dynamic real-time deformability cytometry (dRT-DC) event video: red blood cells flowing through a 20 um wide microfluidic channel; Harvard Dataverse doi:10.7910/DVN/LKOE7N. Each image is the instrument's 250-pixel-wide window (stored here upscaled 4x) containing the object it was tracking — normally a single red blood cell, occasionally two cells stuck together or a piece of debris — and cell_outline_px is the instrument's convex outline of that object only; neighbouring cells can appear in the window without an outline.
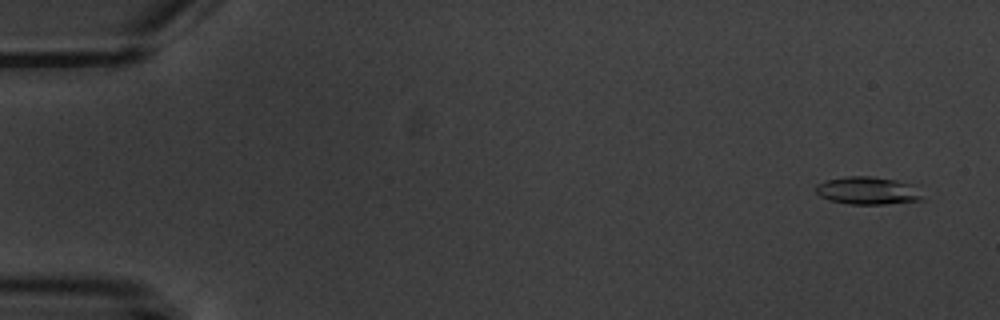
{"species": "common noctule bat (a hibernating species)", "species_latin": "Nyctalus noctula", "temperature_condition": "warm", "stored_images_in_passage": 3, "camera_frame_rate_fps": 3000, "um_per_image_px": 0.085, "animal": {"sex": "male", "body_mass_g": 20.1, "forearm_length_mm": 53.5}, "frame": {"image": 1, "passage_image": 1, "time_ms": 0.0, "image_size_px": [1000, 320], "cell_outline_px": [[924, 200], [884, 204], [848, 204], [828, 200], [820, 196], [816, 192], [816, 184], [824, 180], [848, 176], [872, 176], [920, 184]], "centroid_in_image_um": [73.84, 16.19], "position_along_channel_um": 11.2, "area_um2": 17.8}}
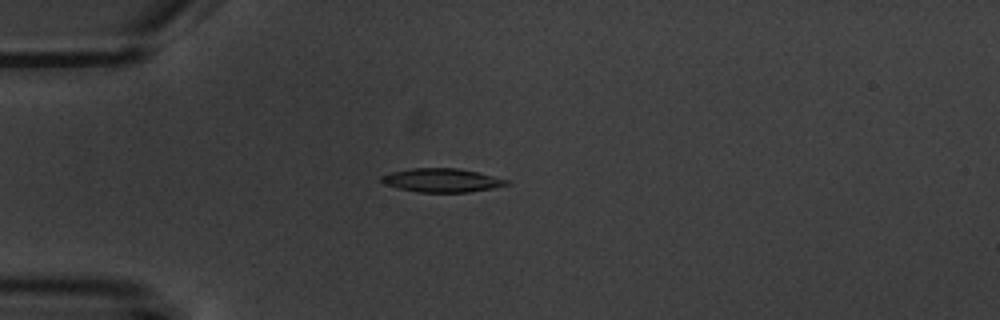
{"frame": {"image": 2, "passage_image": 3, "time_ms": 4.333, "image_size_px": [1000, 320], "cell_outline_px": [[512, 184], [492, 188], [468, 192], [416, 192], [384, 184], [380, 180], [380, 176], [392, 172], [412, 168], [456, 168], [476, 172], [512, 180]], "centroid_in_image_um": [37.59, 15.32], "position_along_channel_um": 47.4, "area_um2": 17.28}}